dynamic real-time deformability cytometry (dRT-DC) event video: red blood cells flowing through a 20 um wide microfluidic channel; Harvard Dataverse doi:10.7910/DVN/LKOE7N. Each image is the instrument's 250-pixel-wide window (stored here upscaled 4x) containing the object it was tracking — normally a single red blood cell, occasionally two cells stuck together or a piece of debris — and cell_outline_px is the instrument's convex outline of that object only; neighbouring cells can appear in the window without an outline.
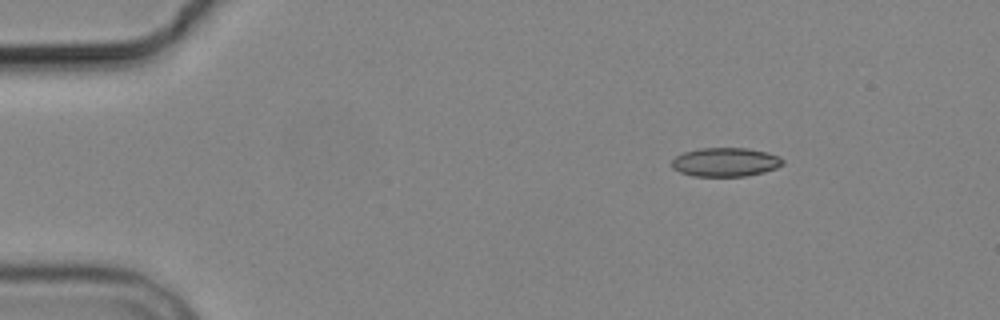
{"species": "common noctule bat (a hibernating species)", "species_latin": "Nyctalus noctula", "temperature_condition": "cold", "stored_images_in_passage": 3, "camera_frame_rate_fps": 3000, "um_per_image_px": 0.085, "animal": {"sex": "male", "body_mass_g": 19.2, "forearm_length_mm": 51.8}, "frame": {"image": 1, "passage_image": 1, "time_ms": 0.0, "image_size_px": [1000, 320], "cell_outline_px": [[784, 164], [776, 168], [764, 172], [744, 176], [692, 176], [680, 172], [672, 168], [672, 160], [676, 156], [684, 152], [700, 148], [748, 148], [768, 152], [780, 156], [784, 160]], "centroid_in_image_um": [61.68, 13.77], "position_along_channel_um": 23.3, "area_um2": 18.79}}
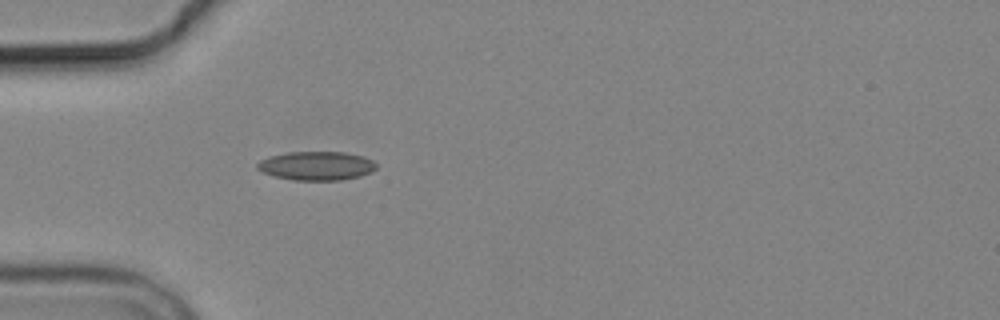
{"frame": {"image": 2, "passage_image": 3, "time_ms": 3.0, "image_size_px": [1000, 320], "cell_outline_px": [[376, 168], [372, 172], [360, 176], [340, 180], [292, 180], [272, 176], [256, 168], [256, 164], [260, 160], [268, 156], [288, 152], [344, 152], [364, 156], [372, 160], [376, 164]], "centroid_in_image_um": [26.89, 14.09], "position_along_channel_um": 58.1, "area_um2": 20.11}}